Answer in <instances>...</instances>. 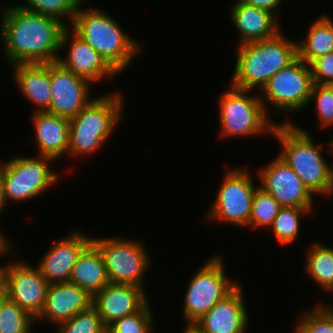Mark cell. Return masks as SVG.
Instances as JSON below:
<instances>
[{
    "label": "cell",
    "instance_id": "cell-1",
    "mask_svg": "<svg viewBox=\"0 0 333 333\" xmlns=\"http://www.w3.org/2000/svg\"><path fill=\"white\" fill-rule=\"evenodd\" d=\"M2 9L0 39L8 65L58 61L62 34L67 28L65 24L16 4Z\"/></svg>",
    "mask_w": 333,
    "mask_h": 333
},
{
    "label": "cell",
    "instance_id": "cell-2",
    "mask_svg": "<svg viewBox=\"0 0 333 333\" xmlns=\"http://www.w3.org/2000/svg\"><path fill=\"white\" fill-rule=\"evenodd\" d=\"M280 31L275 37L238 46L236 65L231 86L249 90L257 89L297 57V40H290Z\"/></svg>",
    "mask_w": 333,
    "mask_h": 333
},
{
    "label": "cell",
    "instance_id": "cell-3",
    "mask_svg": "<svg viewBox=\"0 0 333 333\" xmlns=\"http://www.w3.org/2000/svg\"><path fill=\"white\" fill-rule=\"evenodd\" d=\"M78 7L72 30L96 50L119 74L140 53L141 45L100 8ZM134 39V40H133Z\"/></svg>",
    "mask_w": 333,
    "mask_h": 333
},
{
    "label": "cell",
    "instance_id": "cell-4",
    "mask_svg": "<svg viewBox=\"0 0 333 333\" xmlns=\"http://www.w3.org/2000/svg\"><path fill=\"white\" fill-rule=\"evenodd\" d=\"M123 102L120 93L104 94L93 98L70 119L67 156L82 158L83 155H92L104 146L124 118Z\"/></svg>",
    "mask_w": 333,
    "mask_h": 333
},
{
    "label": "cell",
    "instance_id": "cell-5",
    "mask_svg": "<svg viewBox=\"0 0 333 333\" xmlns=\"http://www.w3.org/2000/svg\"><path fill=\"white\" fill-rule=\"evenodd\" d=\"M310 134L290 120L276 122L272 132L282 148L278 156L293 169L314 196H326L329 163L324 158V143L317 145Z\"/></svg>",
    "mask_w": 333,
    "mask_h": 333
},
{
    "label": "cell",
    "instance_id": "cell-6",
    "mask_svg": "<svg viewBox=\"0 0 333 333\" xmlns=\"http://www.w3.org/2000/svg\"><path fill=\"white\" fill-rule=\"evenodd\" d=\"M247 92L249 90L229 85L220 96L218 106L221 137L272 134L276 123L266 114L259 94L250 96Z\"/></svg>",
    "mask_w": 333,
    "mask_h": 333
},
{
    "label": "cell",
    "instance_id": "cell-7",
    "mask_svg": "<svg viewBox=\"0 0 333 333\" xmlns=\"http://www.w3.org/2000/svg\"><path fill=\"white\" fill-rule=\"evenodd\" d=\"M201 265L190 278L184 295L182 316L187 324H194L239 285L227 277L224 260L218 254Z\"/></svg>",
    "mask_w": 333,
    "mask_h": 333
},
{
    "label": "cell",
    "instance_id": "cell-8",
    "mask_svg": "<svg viewBox=\"0 0 333 333\" xmlns=\"http://www.w3.org/2000/svg\"><path fill=\"white\" fill-rule=\"evenodd\" d=\"M52 161L55 160L40 155L34 158L19 156L4 163L0 161L5 203L9 199L29 201L56 184L60 176L51 168Z\"/></svg>",
    "mask_w": 333,
    "mask_h": 333
},
{
    "label": "cell",
    "instance_id": "cell-9",
    "mask_svg": "<svg viewBox=\"0 0 333 333\" xmlns=\"http://www.w3.org/2000/svg\"><path fill=\"white\" fill-rule=\"evenodd\" d=\"M313 85L310 66L297 56L268 80L259 97L268 116L269 105L275 107L277 114L294 113L309 106Z\"/></svg>",
    "mask_w": 333,
    "mask_h": 333
},
{
    "label": "cell",
    "instance_id": "cell-10",
    "mask_svg": "<svg viewBox=\"0 0 333 333\" xmlns=\"http://www.w3.org/2000/svg\"><path fill=\"white\" fill-rule=\"evenodd\" d=\"M248 169L239 167L226 170L205 219L248 227L254 193L259 187L254 186Z\"/></svg>",
    "mask_w": 333,
    "mask_h": 333
},
{
    "label": "cell",
    "instance_id": "cell-11",
    "mask_svg": "<svg viewBox=\"0 0 333 333\" xmlns=\"http://www.w3.org/2000/svg\"><path fill=\"white\" fill-rule=\"evenodd\" d=\"M92 243L102 254L111 283L139 286L145 289L144 279L150 256L146 246L138 240L121 238H93Z\"/></svg>",
    "mask_w": 333,
    "mask_h": 333
},
{
    "label": "cell",
    "instance_id": "cell-12",
    "mask_svg": "<svg viewBox=\"0 0 333 333\" xmlns=\"http://www.w3.org/2000/svg\"><path fill=\"white\" fill-rule=\"evenodd\" d=\"M259 187L282 207L313 208V194L279 156L259 170Z\"/></svg>",
    "mask_w": 333,
    "mask_h": 333
},
{
    "label": "cell",
    "instance_id": "cell-13",
    "mask_svg": "<svg viewBox=\"0 0 333 333\" xmlns=\"http://www.w3.org/2000/svg\"><path fill=\"white\" fill-rule=\"evenodd\" d=\"M51 104L47 112L74 118L91 100V83L66 69L60 62H50Z\"/></svg>",
    "mask_w": 333,
    "mask_h": 333
},
{
    "label": "cell",
    "instance_id": "cell-14",
    "mask_svg": "<svg viewBox=\"0 0 333 333\" xmlns=\"http://www.w3.org/2000/svg\"><path fill=\"white\" fill-rule=\"evenodd\" d=\"M49 283L37 266L27 262L7 265L6 292L8 298L36 318L43 309Z\"/></svg>",
    "mask_w": 333,
    "mask_h": 333
},
{
    "label": "cell",
    "instance_id": "cell-15",
    "mask_svg": "<svg viewBox=\"0 0 333 333\" xmlns=\"http://www.w3.org/2000/svg\"><path fill=\"white\" fill-rule=\"evenodd\" d=\"M66 45L67 56L64 59L60 56L58 62L75 75L88 80L92 85L103 78L114 79L113 76H117L118 73L107 61L73 30L71 31L69 26L62 34V51Z\"/></svg>",
    "mask_w": 333,
    "mask_h": 333
},
{
    "label": "cell",
    "instance_id": "cell-16",
    "mask_svg": "<svg viewBox=\"0 0 333 333\" xmlns=\"http://www.w3.org/2000/svg\"><path fill=\"white\" fill-rule=\"evenodd\" d=\"M92 242V238L78 229L67 237L55 241L37 265L49 284L66 283L79 255Z\"/></svg>",
    "mask_w": 333,
    "mask_h": 333
},
{
    "label": "cell",
    "instance_id": "cell-17",
    "mask_svg": "<svg viewBox=\"0 0 333 333\" xmlns=\"http://www.w3.org/2000/svg\"><path fill=\"white\" fill-rule=\"evenodd\" d=\"M146 290L139 286L109 283L93 295L92 306L104 325L139 312L148 302Z\"/></svg>",
    "mask_w": 333,
    "mask_h": 333
},
{
    "label": "cell",
    "instance_id": "cell-18",
    "mask_svg": "<svg viewBox=\"0 0 333 333\" xmlns=\"http://www.w3.org/2000/svg\"><path fill=\"white\" fill-rule=\"evenodd\" d=\"M238 285L194 323L202 333H247L248 310Z\"/></svg>",
    "mask_w": 333,
    "mask_h": 333
},
{
    "label": "cell",
    "instance_id": "cell-19",
    "mask_svg": "<svg viewBox=\"0 0 333 333\" xmlns=\"http://www.w3.org/2000/svg\"><path fill=\"white\" fill-rule=\"evenodd\" d=\"M92 302L93 296L75 284L70 282L49 284L43 309L35 321L39 323L38 321L47 319L58 325L89 309Z\"/></svg>",
    "mask_w": 333,
    "mask_h": 333
},
{
    "label": "cell",
    "instance_id": "cell-20",
    "mask_svg": "<svg viewBox=\"0 0 333 333\" xmlns=\"http://www.w3.org/2000/svg\"><path fill=\"white\" fill-rule=\"evenodd\" d=\"M230 8L233 25L240 32L238 45L267 40L282 31L279 23L280 19L272 12L247 5L241 0H236Z\"/></svg>",
    "mask_w": 333,
    "mask_h": 333
},
{
    "label": "cell",
    "instance_id": "cell-21",
    "mask_svg": "<svg viewBox=\"0 0 333 333\" xmlns=\"http://www.w3.org/2000/svg\"><path fill=\"white\" fill-rule=\"evenodd\" d=\"M35 130L37 155L54 160L67 156L69 147V119L45 112H33L31 115Z\"/></svg>",
    "mask_w": 333,
    "mask_h": 333
},
{
    "label": "cell",
    "instance_id": "cell-22",
    "mask_svg": "<svg viewBox=\"0 0 333 333\" xmlns=\"http://www.w3.org/2000/svg\"><path fill=\"white\" fill-rule=\"evenodd\" d=\"M14 79L24 97L33 102V112L48 111L51 104L50 63L15 64Z\"/></svg>",
    "mask_w": 333,
    "mask_h": 333
},
{
    "label": "cell",
    "instance_id": "cell-23",
    "mask_svg": "<svg viewBox=\"0 0 333 333\" xmlns=\"http://www.w3.org/2000/svg\"><path fill=\"white\" fill-rule=\"evenodd\" d=\"M69 282L85 289L92 296L110 283L102 254L92 242L79 255Z\"/></svg>",
    "mask_w": 333,
    "mask_h": 333
},
{
    "label": "cell",
    "instance_id": "cell-24",
    "mask_svg": "<svg viewBox=\"0 0 333 333\" xmlns=\"http://www.w3.org/2000/svg\"><path fill=\"white\" fill-rule=\"evenodd\" d=\"M311 24L306 38L297 42V56L308 65L313 60L333 52V19L331 16L322 15Z\"/></svg>",
    "mask_w": 333,
    "mask_h": 333
},
{
    "label": "cell",
    "instance_id": "cell-25",
    "mask_svg": "<svg viewBox=\"0 0 333 333\" xmlns=\"http://www.w3.org/2000/svg\"><path fill=\"white\" fill-rule=\"evenodd\" d=\"M310 248V249H309ZM307 249L305 271L323 290H333V248L321 242Z\"/></svg>",
    "mask_w": 333,
    "mask_h": 333
},
{
    "label": "cell",
    "instance_id": "cell-26",
    "mask_svg": "<svg viewBox=\"0 0 333 333\" xmlns=\"http://www.w3.org/2000/svg\"><path fill=\"white\" fill-rule=\"evenodd\" d=\"M313 208L281 207L273 224L267 230H272L279 244H292L299 236L301 216L308 215Z\"/></svg>",
    "mask_w": 333,
    "mask_h": 333
},
{
    "label": "cell",
    "instance_id": "cell-27",
    "mask_svg": "<svg viewBox=\"0 0 333 333\" xmlns=\"http://www.w3.org/2000/svg\"><path fill=\"white\" fill-rule=\"evenodd\" d=\"M25 2L16 4L27 11L58 19L67 27L68 23L65 21L68 18L72 25L78 7L82 3L80 0H25Z\"/></svg>",
    "mask_w": 333,
    "mask_h": 333
},
{
    "label": "cell",
    "instance_id": "cell-28",
    "mask_svg": "<svg viewBox=\"0 0 333 333\" xmlns=\"http://www.w3.org/2000/svg\"><path fill=\"white\" fill-rule=\"evenodd\" d=\"M281 207L272 195L258 187L254 193L248 227L269 229Z\"/></svg>",
    "mask_w": 333,
    "mask_h": 333
},
{
    "label": "cell",
    "instance_id": "cell-29",
    "mask_svg": "<svg viewBox=\"0 0 333 333\" xmlns=\"http://www.w3.org/2000/svg\"><path fill=\"white\" fill-rule=\"evenodd\" d=\"M299 316L294 333H333V305L319 301L311 311Z\"/></svg>",
    "mask_w": 333,
    "mask_h": 333
},
{
    "label": "cell",
    "instance_id": "cell-30",
    "mask_svg": "<svg viewBox=\"0 0 333 333\" xmlns=\"http://www.w3.org/2000/svg\"><path fill=\"white\" fill-rule=\"evenodd\" d=\"M35 318L7 298L0 310V333H32Z\"/></svg>",
    "mask_w": 333,
    "mask_h": 333
},
{
    "label": "cell",
    "instance_id": "cell-31",
    "mask_svg": "<svg viewBox=\"0 0 333 333\" xmlns=\"http://www.w3.org/2000/svg\"><path fill=\"white\" fill-rule=\"evenodd\" d=\"M56 327L57 333H107V327L93 306Z\"/></svg>",
    "mask_w": 333,
    "mask_h": 333
},
{
    "label": "cell",
    "instance_id": "cell-32",
    "mask_svg": "<svg viewBox=\"0 0 333 333\" xmlns=\"http://www.w3.org/2000/svg\"><path fill=\"white\" fill-rule=\"evenodd\" d=\"M148 302L139 312L117 319L107 327V333H151L154 315Z\"/></svg>",
    "mask_w": 333,
    "mask_h": 333
},
{
    "label": "cell",
    "instance_id": "cell-33",
    "mask_svg": "<svg viewBox=\"0 0 333 333\" xmlns=\"http://www.w3.org/2000/svg\"><path fill=\"white\" fill-rule=\"evenodd\" d=\"M315 102L317 117L321 128L333 125V85L314 84L309 104Z\"/></svg>",
    "mask_w": 333,
    "mask_h": 333
},
{
    "label": "cell",
    "instance_id": "cell-34",
    "mask_svg": "<svg viewBox=\"0 0 333 333\" xmlns=\"http://www.w3.org/2000/svg\"><path fill=\"white\" fill-rule=\"evenodd\" d=\"M309 66L314 84L333 85V52L313 60Z\"/></svg>",
    "mask_w": 333,
    "mask_h": 333
},
{
    "label": "cell",
    "instance_id": "cell-35",
    "mask_svg": "<svg viewBox=\"0 0 333 333\" xmlns=\"http://www.w3.org/2000/svg\"><path fill=\"white\" fill-rule=\"evenodd\" d=\"M243 3L254 6L257 8L265 9L269 12H272L277 18L278 12H276L281 5L282 0H241ZM275 11V12H274Z\"/></svg>",
    "mask_w": 333,
    "mask_h": 333
},
{
    "label": "cell",
    "instance_id": "cell-36",
    "mask_svg": "<svg viewBox=\"0 0 333 333\" xmlns=\"http://www.w3.org/2000/svg\"><path fill=\"white\" fill-rule=\"evenodd\" d=\"M4 235L5 234L2 231H0V255L2 257L5 255H8L7 253L8 252L10 253L11 245L13 246V244L10 242V240L7 239V237Z\"/></svg>",
    "mask_w": 333,
    "mask_h": 333
},
{
    "label": "cell",
    "instance_id": "cell-37",
    "mask_svg": "<svg viewBox=\"0 0 333 333\" xmlns=\"http://www.w3.org/2000/svg\"><path fill=\"white\" fill-rule=\"evenodd\" d=\"M6 272H7V264L0 265V293L6 292Z\"/></svg>",
    "mask_w": 333,
    "mask_h": 333
},
{
    "label": "cell",
    "instance_id": "cell-38",
    "mask_svg": "<svg viewBox=\"0 0 333 333\" xmlns=\"http://www.w3.org/2000/svg\"><path fill=\"white\" fill-rule=\"evenodd\" d=\"M331 162L332 163L329 165V182L326 196L333 195V161Z\"/></svg>",
    "mask_w": 333,
    "mask_h": 333
},
{
    "label": "cell",
    "instance_id": "cell-39",
    "mask_svg": "<svg viewBox=\"0 0 333 333\" xmlns=\"http://www.w3.org/2000/svg\"><path fill=\"white\" fill-rule=\"evenodd\" d=\"M6 204L7 203H5L4 197H3V183H2V179H1V167H0V213H2V211L5 209L4 207H6L5 206Z\"/></svg>",
    "mask_w": 333,
    "mask_h": 333
},
{
    "label": "cell",
    "instance_id": "cell-40",
    "mask_svg": "<svg viewBox=\"0 0 333 333\" xmlns=\"http://www.w3.org/2000/svg\"><path fill=\"white\" fill-rule=\"evenodd\" d=\"M183 333H202L194 324H186Z\"/></svg>",
    "mask_w": 333,
    "mask_h": 333
},
{
    "label": "cell",
    "instance_id": "cell-41",
    "mask_svg": "<svg viewBox=\"0 0 333 333\" xmlns=\"http://www.w3.org/2000/svg\"><path fill=\"white\" fill-rule=\"evenodd\" d=\"M8 298L7 292L0 293V310L2 308V305L4 301Z\"/></svg>",
    "mask_w": 333,
    "mask_h": 333
},
{
    "label": "cell",
    "instance_id": "cell-42",
    "mask_svg": "<svg viewBox=\"0 0 333 333\" xmlns=\"http://www.w3.org/2000/svg\"><path fill=\"white\" fill-rule=\"evenodd\" d=\"M327 147H328L327 152H330L331 154H333V140H332V138H331V142L329 141V145ZM329 147H331V148H329Z\"/></svg>",
    "mask_w": 333,
    "mask_h": 333
}]
</instances>
